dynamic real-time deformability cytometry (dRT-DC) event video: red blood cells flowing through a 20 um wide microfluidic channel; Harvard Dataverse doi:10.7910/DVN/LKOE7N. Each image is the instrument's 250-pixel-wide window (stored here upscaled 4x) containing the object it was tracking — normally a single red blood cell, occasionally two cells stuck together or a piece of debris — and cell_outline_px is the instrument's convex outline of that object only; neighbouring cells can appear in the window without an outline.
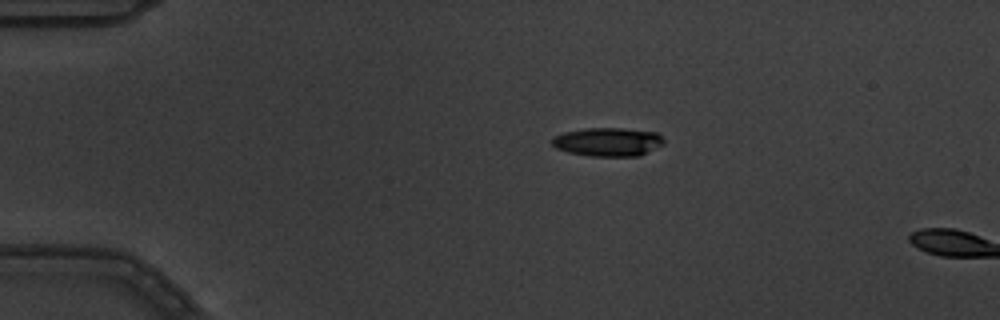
{"species": "common noctule bat (a hibernating species)", "species_latin": "Nyctalus noctula", "temperature_condition": "warm", "stored_images_in_passage": 2, "camera_frame_rate_fps": 3000, "um_per_image_px": 0.085, "animal": {"sex": "male", "body_mass_g": 19.5, "forearm_length_mm": 54.6}, "frame": {"image": 1, "passage_image": 1, "time_ms": 0.0, "image_size_px": [1000, 320], "cell_outline_px": [[664, 144], [640, 156], [588, 156], [568, 152], [556, 148], [552, 144], [552, 136], [564, 132], [588, 128], [620, 128], [656, 132], [664, 140]], "centroid_in_image_um": [51.66, 12.06], "position_along_channel_um": 33.3, "area_um2": 18.67}}